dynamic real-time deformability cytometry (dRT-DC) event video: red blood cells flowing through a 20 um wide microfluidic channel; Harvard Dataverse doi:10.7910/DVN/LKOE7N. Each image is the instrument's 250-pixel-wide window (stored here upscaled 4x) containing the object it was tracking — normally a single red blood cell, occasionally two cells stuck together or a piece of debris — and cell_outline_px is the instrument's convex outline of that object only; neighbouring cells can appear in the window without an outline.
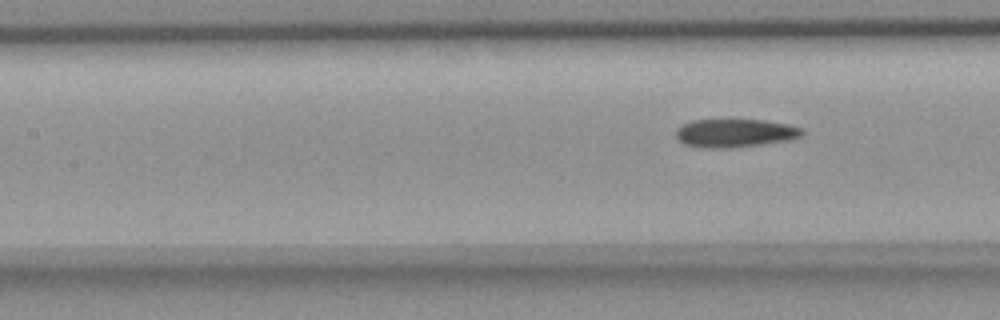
{"species": "common noctule bat (a hibernating species)", "species_latin": "Nyctalus noctula", "temperature_condition": "room temperature", "stored_images_in_passage": 7, "segment_of_instrument_passage": [2, 2], "camera_frame_rate_fps": 3000, "um_per_image_px": 0.085, "animal": {"sex": "female", "body_mass_g": 18.4}, "frame": {"image": 1, "passage_image": 7, "time_ms": 7.667, "image_size_px": [1000, 320], "cell_outline_px": [[804, 132], [800, 136], [788, 140], [732, 148], [704, 148], [684, 144], [676, 136], [676, 128], [692, 120], [764, 120], [788, 124], [804, 128]], "centroid_in_image_um": [62.48, 11.31], "position_along_channel_um": 144.9, "area_um2": 20.75}}